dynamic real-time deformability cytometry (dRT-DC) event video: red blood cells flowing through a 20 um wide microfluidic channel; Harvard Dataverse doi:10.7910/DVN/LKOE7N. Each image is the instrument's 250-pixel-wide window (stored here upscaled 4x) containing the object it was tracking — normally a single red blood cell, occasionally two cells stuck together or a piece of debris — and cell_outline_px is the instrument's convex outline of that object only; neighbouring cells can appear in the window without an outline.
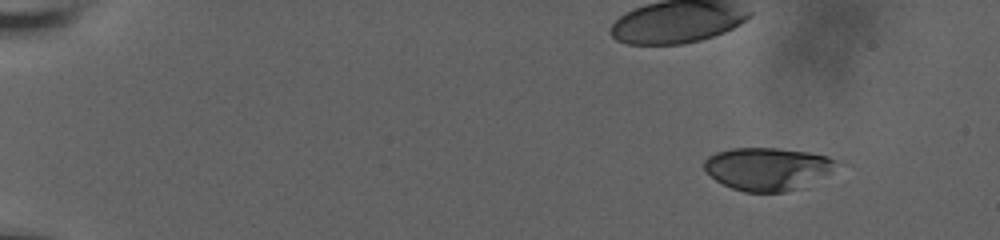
{"species": "human", "species_latin": "Homo sapiens", "temperature_condition": "room temperature", "stored_images_in_passage": 62, "camera_frame_rate_fps": 3000, "um_per_image_px": 0.085, "donor": {"sex": "male"}, "frame": {"image": 1, "passage_image": 4, "time_ms": 1.333, "image_size_px": [1000, 240], "cell_outline_px": [[836, 160], [828, 172], [796, 188], [784, 192], [744, 192], [732, 188], [716, 180], [704, 168], [704, 160], [708, 156], [716, 152], [732, 148], [776, 148], [808, 152], [828, 156]], "centroid_in_image_um": [65.13, 14.33], "position_along_channel_um": 19.9, "area_um2": 32.08}}
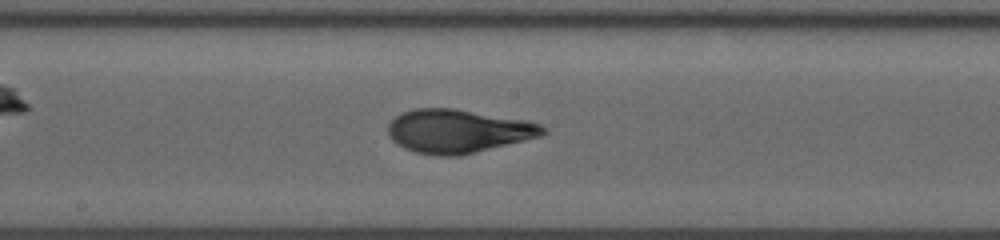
{"frame": {"image": 2, "passage_image": 36, "time_ms": 10.333, "image_size_px": [1000, 240], "cell_outline_px": [[548, 132], [544, 136], [460, 156], [440, 156], [416, 152], [404, 148], [396, 144], [388, 136], [388, 124], [400, 112], [416, 108], [452, 108], [528, 120], [540, 124], [548, 128]], "centroid_in_image_um": [38.97, 11.15], "position_along_channel_um": 209.2, "area_um2": 39.77}}
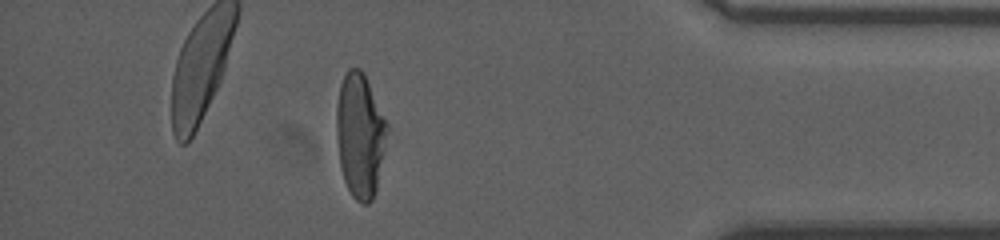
{"frame": {"image": 3, "passage_image": 57, "time_ms": 16.333, "image_size_px": [1000, 240], "cell_outline_px": [[388, 128], [384, 152], [376, 188], [372, 200], [368, 204], [360, 204], [352, 196], [344, 180], [340, 168], [336, 140], [336, 108], [340, 84], [348, 68], [360, 68], [364, 72], [388, 124]], "centroid_in_image_um": [30.59, 11.49], "position_along_channel_um": 404.6, "area_um2": 36.93}, "authors_computed_cell_mechanics": {"area_um2": 38.2347, "velocity_mm_per_s": 3.7682, "shape_relaxation_time_tau1_ms": 6.6746, "shape_relaxation_time_tau2_ms": 0.7889, "deformation_change_tau1": 0.2428, "deformation_change_tau2": 0.0515}}